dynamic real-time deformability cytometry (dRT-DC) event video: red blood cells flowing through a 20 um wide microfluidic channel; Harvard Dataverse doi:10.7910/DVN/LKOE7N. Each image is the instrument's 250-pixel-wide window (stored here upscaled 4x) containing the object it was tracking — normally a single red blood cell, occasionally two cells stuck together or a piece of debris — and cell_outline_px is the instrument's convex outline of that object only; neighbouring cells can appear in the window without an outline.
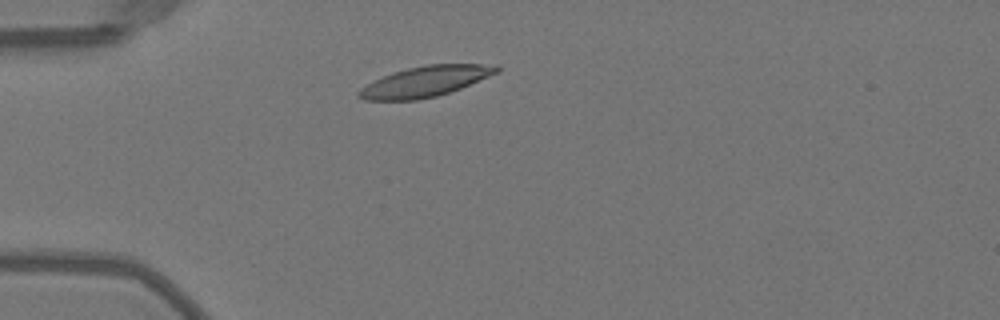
{"species": "Egyptian fruit bat (a non-hibernating species)", "species_latin": "Rousettus aegyptiacus", "temperature_condition": "warm", "stored_images_in_passage": 44, "camera_frame_rate_fps": 3000, "um_per_image_px": 0.085, "animal": {"sex": "female"}, "frame": {"image": 1, "passage_image": 7, "time_ms": 2.0, "image_size_px": [1000, 320], "cell_outline_px": [[500, 72], [460, 88], [436, 96], [416, 100], [364, 100], [356, 96], [356, 92], [360, 88], [384, 76], [408, 68], [424, 64], [496, 64], [500, 68]], "centroid_in_image_um": [36.17, 6.92], "position_along_channel_um": 48.8, "area_um2": 24.33}}
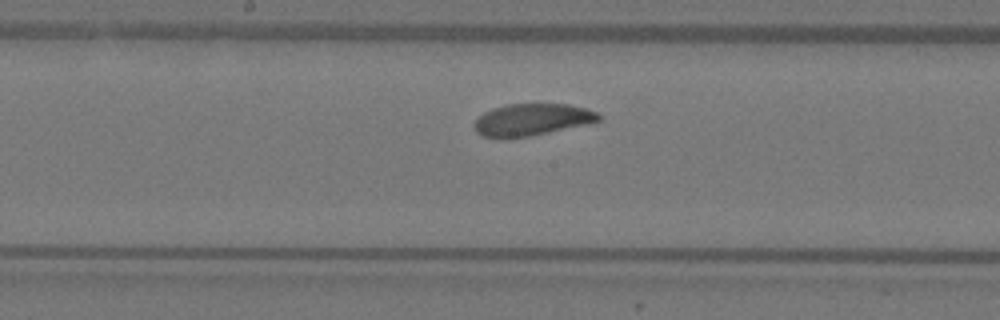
{"frame": {"image": 2, "passage_image": 20, "time_ms": 6.333, "image_size_px": [1000, 320], "cell_outline_px": [[600, 120], [584, 124], [548, 132], [528, 136], [504, 140], [500, 140], [484, 136], [476, 132], [472, 124], [484, 112], [492, 108], [508, 104], [568, 104], [588, 108], [596, 112], [600, 116]], "centroid_in_image_um": [45.14, 10.18], "position_along_channel_um": 203.1, "area_um2": 23.24}}
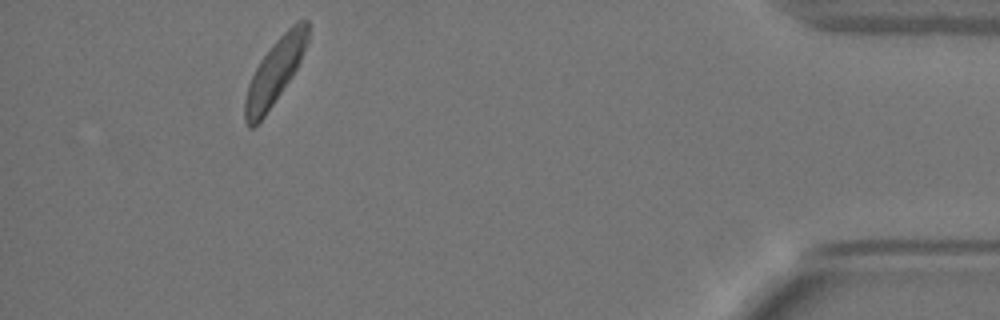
{"frame": {"image": 3, "passage_image": 40, "time_ms": 13.0, "image_size_px": [1000, 320], "cell_outline_px": [[308, 40], [300, 60], [292, 76], [264, 116], [252, 128], [248, 128], [244, 120], [244, 100], [248, 84], [260, 60], [276, 40], [296, 20], [308, 20]], "centroid_in_image_um": [23.34, 6.11], "position_along_channel_um": 411.9, "area_um2": 23.35}, "authors_computed_cell_mechanics": {"area_um2": 24.2182, "velocity_mm_per_s": 3.9707, "shape_relaxation_time_tau1_ms": 1.6392, "shape_relaxation_time_tau2_ms": null, "deformation_change_tau1": 0.0962, "deformation_change_tau2": null}}